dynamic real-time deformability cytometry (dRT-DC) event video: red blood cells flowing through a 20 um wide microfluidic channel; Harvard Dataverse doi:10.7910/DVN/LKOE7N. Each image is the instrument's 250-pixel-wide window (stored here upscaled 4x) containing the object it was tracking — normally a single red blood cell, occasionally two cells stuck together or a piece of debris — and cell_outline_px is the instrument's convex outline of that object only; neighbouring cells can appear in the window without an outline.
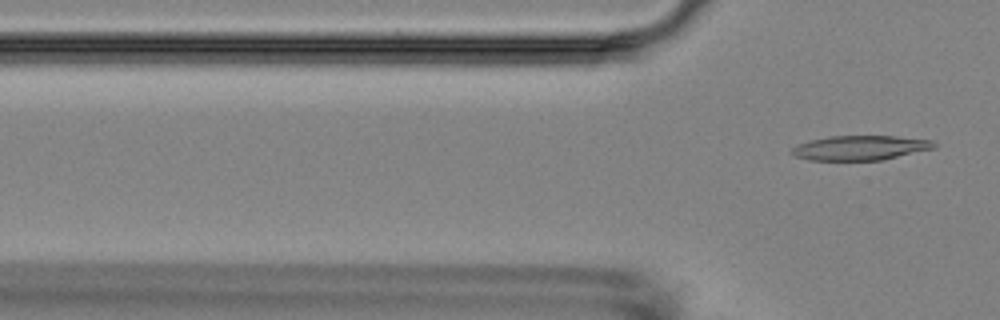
{"species": "Egyptian fruit bat (a non-hibernating species)", "species_latin": "Rousettus aegyptiacus", "temperature_condition": "room temperature", "stored_images_in_passage": 4, "camera_frame_rate_fps": 3000, "um_per_image_px": 0.085, "animal": {"sex": "female"}, "frame": {"image": 1, "passage_image": 4, "time_ms": 4.333, "image_size_px": [1000, 320], "cell_outline_px": [[936, 148], [884, 160], [808, 160], [796, 156], [788, 152], [796, 144], [808, 140], [828, 136], [896, 136], [932, 140], [936, 144]], "centroid_in_image_um": [73.1, 12.56], "position_along_channel_um": 52.7, "area_um2": 20.69}}